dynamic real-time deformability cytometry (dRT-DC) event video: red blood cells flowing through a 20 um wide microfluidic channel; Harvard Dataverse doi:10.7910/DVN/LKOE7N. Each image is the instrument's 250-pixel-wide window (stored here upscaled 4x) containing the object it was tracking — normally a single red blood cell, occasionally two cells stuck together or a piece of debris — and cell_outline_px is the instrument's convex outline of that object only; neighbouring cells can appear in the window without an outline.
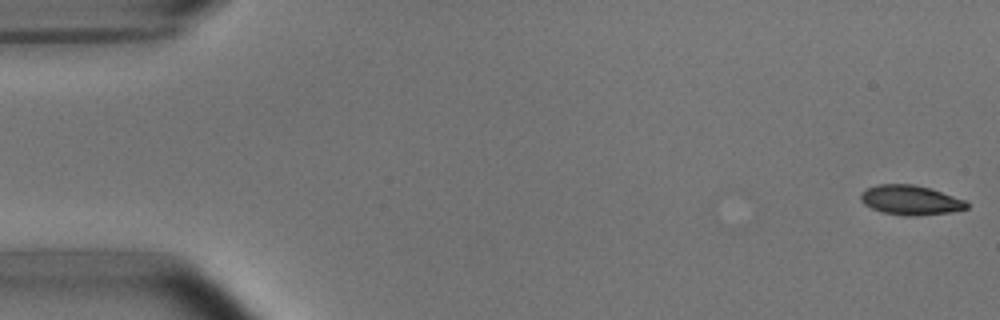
{"species": "common noctule bat (a hibernating species)", "species_latin": "Nyctalus noctula", "temperature_condition": "room temperature", "stored_images_in_passage": 53, "camera_frame_rate_fps": 3000, "um_per_image_px": 0.085, "animal": {"sex": "male", "body_mass_g": 15.6}, "frame": {"image": 1, "passage_image": 1, "time_ms": 0.0, "image_size_px": [1000, 320], "cell_outline_px": [[968, 208], [952, 212], [908, 216], [904, 216], [884, 212], [872, 208], [864, 204], [860, 200], [860, 192], [876, 184], [912, 184], [928, 188], [964, 200], [968, 204]], "centroid_in_image_um": [77.35, 17.01], "position_along_channel_um": 7.7, "area_um2": 18.03}}
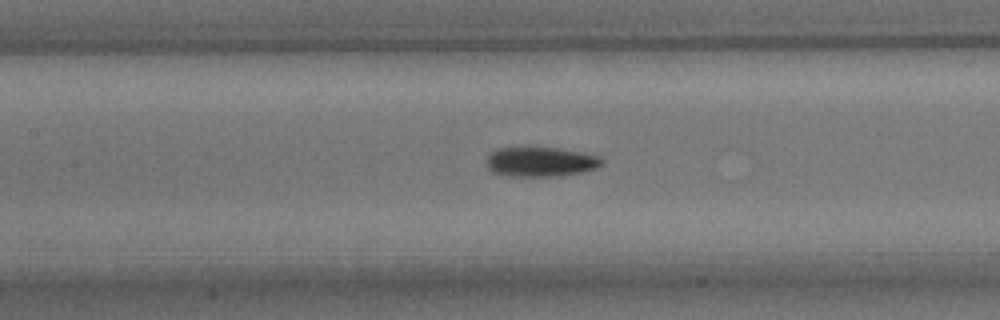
{"frame": {"image": 2, "passage_image": 24, "time_ms": 7.667, "image_size_px": [1000, 320], "cell_outline_px": [[604, 164], [596, 168], [580, 172], [552, 176], [504, 176], [492, 172], [488, 168], [488, 156], [496, 148], [524, 144], [528, 144], [560, 148], [600, 156], [604, 160]], "centroid_in_image_um": [45.91, 13.69], "position_along_channel_um": 161.5, "area_um2": 20.75}}
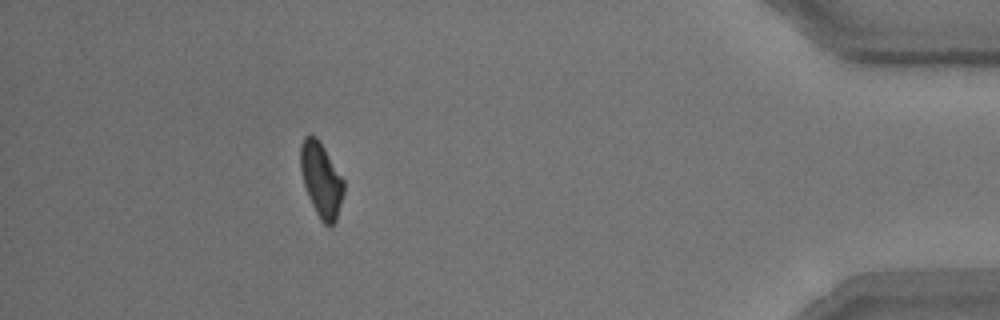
{"frame": {"image": 3, "passage_image": 48, "time_ms": 15.667, "image_size_px": [1000, 320], "cell_outline_px": [[344, 192], [336, 220], [328, 228], [320, 220], [308, 196], [304, 184], [300, 168], [300, 144], [304, 136], [316, 136], [324, 148], [344, 180]], "centroid_in_image_um": [27.29, 15.29], "position_along_channel_um": 407.9, "area_um2": 18.67}, "authors_computed_cell_mechanics": {"area_um2": 19.2474, "velocity_mm_per_s": 3.7528, "shape_relaxation_time_tau1_ms": 3.0726, "shape_relaxation_time_tau2_ms": 3.6801, "deformation_change_tau1": 0.1352, "deformation_change_tau2": 0.0876}}